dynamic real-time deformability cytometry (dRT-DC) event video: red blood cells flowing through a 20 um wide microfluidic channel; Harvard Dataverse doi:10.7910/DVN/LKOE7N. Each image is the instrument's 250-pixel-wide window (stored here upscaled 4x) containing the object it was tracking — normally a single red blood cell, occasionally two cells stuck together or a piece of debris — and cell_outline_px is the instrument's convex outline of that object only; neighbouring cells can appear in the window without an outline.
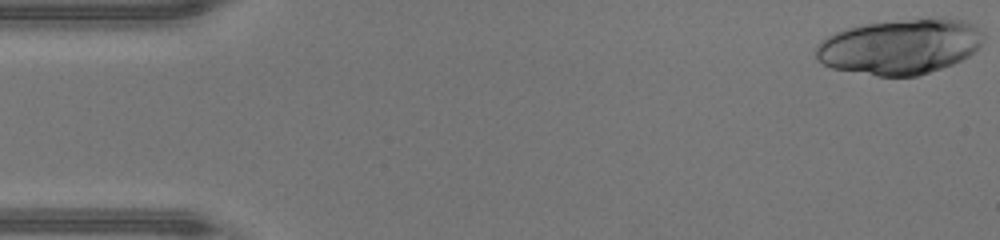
{"species": "human", "species_latin": "Homo sapiens", "temperature_condition": "warm", "stored_images_in_passage": 46, "camera_frame_rate_fps": 3000, "um_per_image_px": 0.085, "donor": {"sex": "male"}, "frame": {"image": 1, "passage_image": 1, "time_ms": 0.0, "image_size_px": [1000, 240], "cell_outline_px": [[984, 36], [980, 48], [968, 56], [952, 64], [916, 76], [876, 76], [832, 68], [816, 60], [816, 44], [828, 36], [836, 32], [848, 28], [864, 24], [936, 16], [944, 16], [964, 20], [976, 24], [984, 32]], "centroid_in_image_um": [76.56, 3.93], "position_along_channel_um": 8.4, "area_um2": 54.62}}
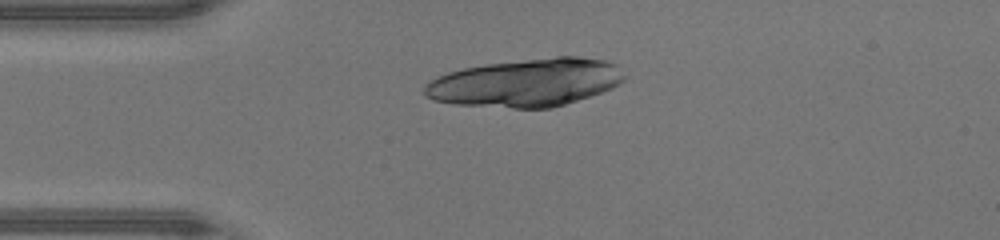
{"frame": {"image": 2, "passage_image": 11, "time_ms": 3.333, "image_size_px": [1000, 240], "cell_outline_px": [[624, 80], [620, 84], [612, 88], [552, 108], [512, 108], [452, 104], [432, 100], [424, 96], [424, 84], [448, 72], [464, 68], [488, 64], [556, 56], [580, 56], [604, 60], [616, 64], [624, 76]], "centroid_in_image_um": [44.69, 7.03], "position_along_channel_um": 40.3, "area_um2": 55.66}}
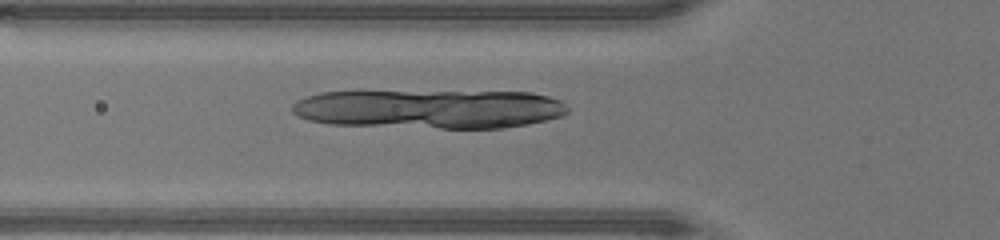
{"frame": {"image": 3, "passage_image": 16, "time_ms": 5.0, "image_size_px": [1000, 240], "cell_outline_px": [[568, 112], [560, 116], [528, 124], [500, 128], [440, 128], [328, 124], [308, 120], [292, 112], [292, 104], [296, 100], [320, 92], [532, 92], [548, 96], [560, 100], [568, 108]], "centroid_in_image_um": [36.5, 9.26], "position_along_channel_um": 89.3, "area_um2": 62.42}}